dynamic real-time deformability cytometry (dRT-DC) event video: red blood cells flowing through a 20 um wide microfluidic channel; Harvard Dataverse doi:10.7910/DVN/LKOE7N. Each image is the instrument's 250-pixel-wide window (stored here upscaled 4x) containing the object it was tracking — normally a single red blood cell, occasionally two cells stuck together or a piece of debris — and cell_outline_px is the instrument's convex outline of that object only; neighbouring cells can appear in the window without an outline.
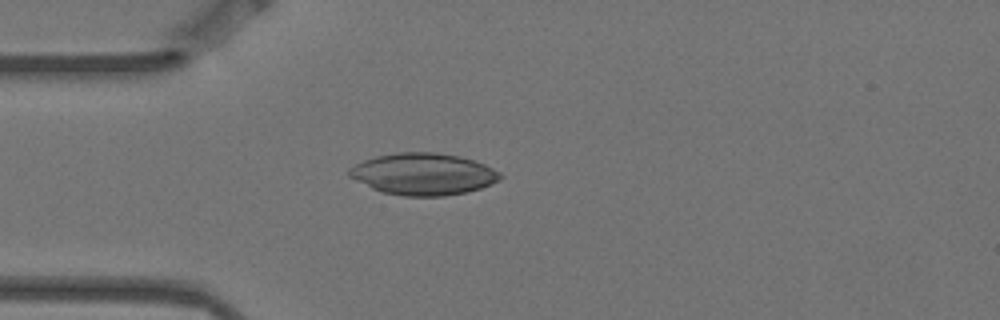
{"species": "Egyptian fruit bat (a non-hibernating species)", "species_latin": "Rousettus aegyptiacus", "temperature_condition": "warm", "stored_images_in_passage": 6, "camera_frame_rate_fps": 3000, "um_per_image_px": 0.085, "animal": {"sex": "female"}, "frame": {"image": 1, "passage_image": 5, "time_ms": 1.333, "image_size_px": [1000, 320], "cell_outline_px": [[504, 176], [500, 180], [480, 188], [468, 192], [444, 196], [404, 196], [384, 192], [372, 188], [348, 176], [348, 168], [364, 160], [376, 156], [396, 152], [432, 152], [460, 156], [484, 164], [500, 172]], "centroid_in_image_um": [35.98, 14.79], "position_along_channel_um": 49.0, "area_um2": 36.76}}